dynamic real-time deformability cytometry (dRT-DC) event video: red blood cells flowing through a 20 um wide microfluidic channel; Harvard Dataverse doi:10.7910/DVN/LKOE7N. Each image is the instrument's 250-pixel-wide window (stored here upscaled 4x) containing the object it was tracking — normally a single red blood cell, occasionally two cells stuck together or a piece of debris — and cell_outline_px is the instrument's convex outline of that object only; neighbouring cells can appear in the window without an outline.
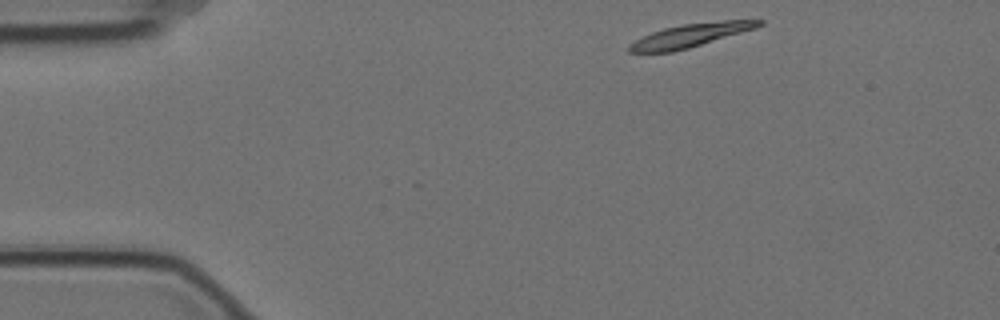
{"species": "Egyptian fruit bat (a non-hibernating species)", "species_latin": "Rousettus aegyptiacus", "temperature_condition": "cold", "stored_images_in_passage": 5, "camera_frame_rate_fps": 3000, "um_per_image_px": 0.085, "animal": {"sex": "female"}, "frame": {"image": 1, "passage_image": 1, "time_ms": 0.0, "image_size_px": [1000, 320], "cell_outline_px": [[764, 24], [756, 28], [688, 48], [672, 52], [628, 52], [628, 44], [652, 32], [664, 28], [684, 24], [724, 20], [764, 20]], "centroid_in_image_um": [58.69, 3.0], "position_along_channel_um": 26.3, "area_um2": 17.4}}